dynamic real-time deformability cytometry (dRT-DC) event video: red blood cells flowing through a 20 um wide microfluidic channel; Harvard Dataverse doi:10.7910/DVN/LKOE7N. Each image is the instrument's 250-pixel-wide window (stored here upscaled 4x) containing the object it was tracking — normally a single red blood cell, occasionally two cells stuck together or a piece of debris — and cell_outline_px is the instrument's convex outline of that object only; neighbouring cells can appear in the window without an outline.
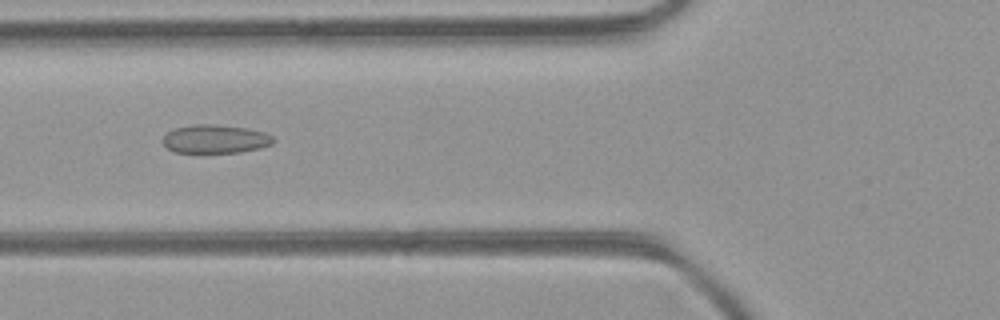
{"species": "common noctule bat (a hibernating species)", "species_latin": "Nyctalus noctula", "temperature_condition": "room temperature", "stored_images_in_passage": 47, "camera_frame_rate_fps": 3000, "um_per_image_px": 0.085, "animal": {"sex": "female", "body_mass_g": 21.9}, "frame": {"image": 1, "passage_image": 17, "time_ms": 5.333, "image_size_px": [1000, 320], "cell_outline_px": [[276, 140], [272, 144], [260, 148], [240, 152], [176, 152], [168, 148], [160, 140], [168, 132], [176, 128], [196, 124], [212, 124], [248, 128], [264, 132], [272, 136]], "centroid_in_image_um": [18.32, 11.81], "position_along_channel_um": 107.5, "area_um2": 18.26}}
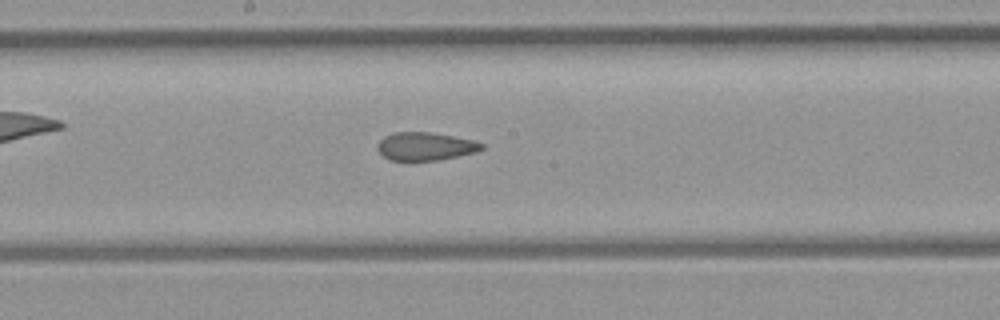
{"frame": {"image": 2, "passage_image": 24, "time_ms": 7.667, "image_size_px": [1000, 320], "cell_outline_px": [[484, 148], [476, 152], [436, 160], [388, 160], [376, 148], [376, 144], [384, 136], [392, 132], [428, 132], [452, 136], [472, 140], [484, 144]], "centroid_in_image_um": [36.11, 12.43], "position_along_channel_um": 212.1, "area_um2": 16.94}}
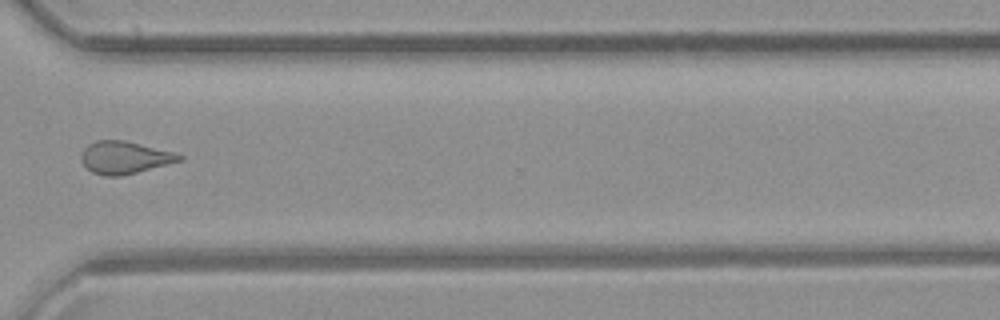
{"frame": {"image": 3, "passage_image": 34, "time_ms": 11.0, "image_size_px": [1000, 320], "cell_outline_px": [[184, 160], [120, 176], [108, 176], [92, 172], [80, 160], [80, 156], [84, 148], [88, 144], [96, 140], [124, 140], [172, 152], [184, 156]], "centroid_in_image_um": [10.57, 13.38], "position_along_channel_um": 360.0, "area_um2": 18.32}, "authors_computed_cell_mechanics": {"area_um2": 18.8428, "velocity_mm_per_s": 4.4569, "shape_relaxation_time_tau1_ms": null, "shape_relaxation_time_tau2_ms": 1.6226, "deformation_change_tau1": null, "deformation_change_tau2": 0.0907}}